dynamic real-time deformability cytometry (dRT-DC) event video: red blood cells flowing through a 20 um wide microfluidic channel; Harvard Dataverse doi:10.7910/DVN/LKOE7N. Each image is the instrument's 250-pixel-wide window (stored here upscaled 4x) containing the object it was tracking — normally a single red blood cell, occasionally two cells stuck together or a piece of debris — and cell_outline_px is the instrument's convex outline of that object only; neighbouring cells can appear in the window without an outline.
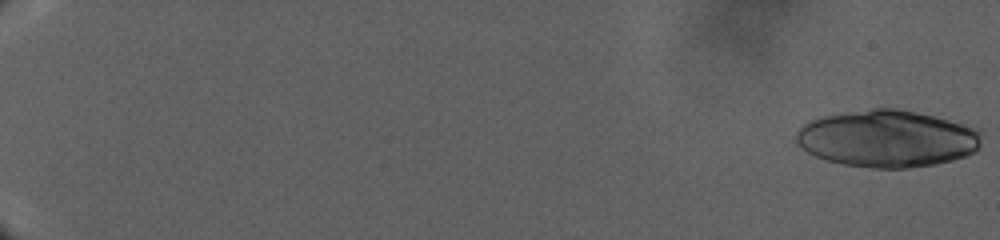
{"species": "human", "species_latin": "Homo sapiens", "temperature_condition": "warm", "stored_images_in_passage": 47, "camera_frame_rate_fps": 3000, "um_per_image_px": 0.085, "donor": {"sex": "male"}, "frame": {"image": 1, "passage_image": 1, "time_ms": 0.0, "image_size_px": [1000, 240], "cell_outline_px": [[984, 132], [980, 144], [976, 152], [952, 160], [936, 164], [908, 168], [872, 168], [844, 164], [828, 160], [816, 156], [808, 152], [796, 144], [796, 132], [804, 124], [812, 120], [824, 116], [872, 108], [896, 108], [932, 116], [980, 128]], "centroid_in_image_um": [75.46, 11.79], "position_along_channel_um": 9.5, "area_um2": 61.61}}
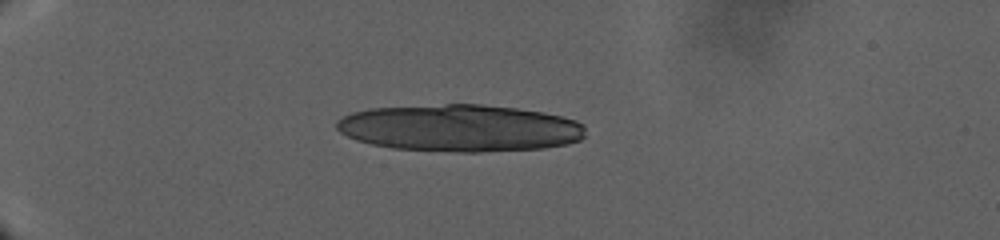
{"frame": {"image": 2, "passage_image": 33, "time_ms": 13.667, "image_size_px": [1000, 240], "cell_outline_px": [[584, 136], [580, 140], [568, 144], [544, 148], [480, 152], [456, 152], [392, 148], [372, 144], [356, 140], [340, 132], [336, 128], [336, 120], [352, 112], [372, 108], [444, 104], [480, 104], [516, 108], [544, 112], [576, 120], [584, 124]], "centroid_in_image_um": [39.1, 10.88], "position_along_channel_um": 45.9, "area_um2": 68.49}}